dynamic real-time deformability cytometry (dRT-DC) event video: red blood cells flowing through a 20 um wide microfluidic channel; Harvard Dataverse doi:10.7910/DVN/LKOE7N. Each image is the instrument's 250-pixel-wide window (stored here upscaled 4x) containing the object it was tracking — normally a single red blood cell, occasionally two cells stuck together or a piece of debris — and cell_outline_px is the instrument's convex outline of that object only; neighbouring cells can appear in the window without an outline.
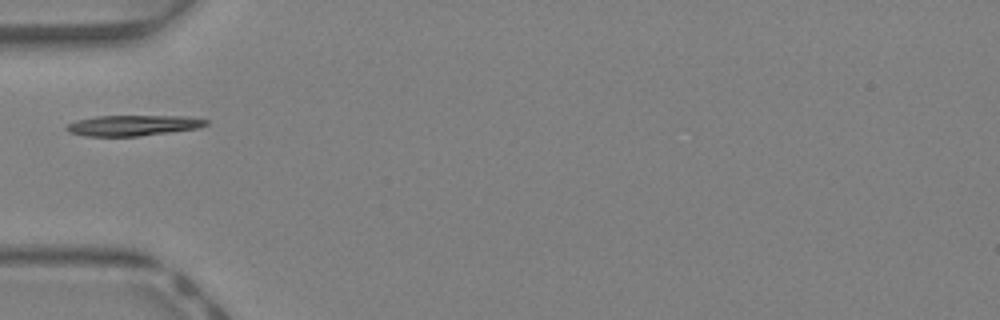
{"species": "Egyptian fruit bat (a non-hibernating species)", "species_latin": "Rousettus aegyptiacus", "temperature_condition": "warm", "stored_images_in_passage": 30, "camera_frame_rate_fps": 3000, "um_per_image_px": 0.085, "animal": {"sex": "female"}, "frame": {"image": 1, "passage_image": 1, "time_ms": 0.0, "image_size_px": [1000, 320], "cell_outline_px": [[208, 124], [200, 128], [140, 136], [88, 136], [68, 132], [64, 128], [68, 124], [76, 120], [96, 116], [188, 116], [208, 120]], "centroid_in_image_um": [11.32, 10.66], "position_along_channel_um": 73.7, "area_um2": 16.82}}
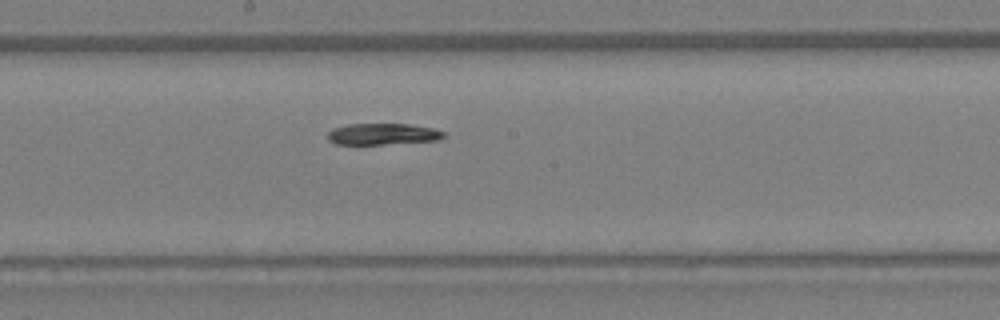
{"frame": {"image": 2, "passage_image": 10, "time_ms": 3.0, "image_size_px": [1000, 320], "cell_outline_px": [[444, 136], [440, 140], [384, 144], [336, 144], [328, 140], [328, 132], [332, 128], [348, 124], [408, 124], [432, 128], [444, 132]], "centroid_in_image_um": [32.51, 11.39], "position_along_channel_um": 215.7, "area_um2": 14.39}}
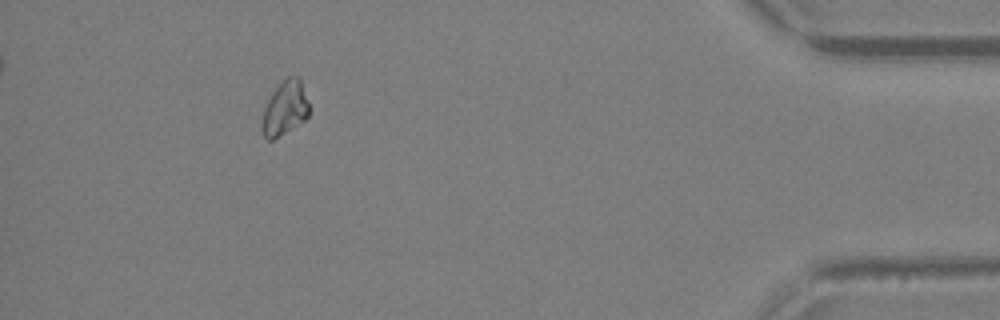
{"frame": {"image": 3, "passage_image": 26, "time_ms": 8.333, "image_size_px": [1000, 320], "cell_outline_px": [[308, 116], [304, 120], [272, 140], [268, 140], [264, 136], [260, 128], [260, 124], [264, 108], [272, 92], [288, 76], [300, 76], [308, 104]], "centroid_in_image_um": [24.19, 9.2], "position_along_channel_um": 411.0, "area_um2": 14.68}}